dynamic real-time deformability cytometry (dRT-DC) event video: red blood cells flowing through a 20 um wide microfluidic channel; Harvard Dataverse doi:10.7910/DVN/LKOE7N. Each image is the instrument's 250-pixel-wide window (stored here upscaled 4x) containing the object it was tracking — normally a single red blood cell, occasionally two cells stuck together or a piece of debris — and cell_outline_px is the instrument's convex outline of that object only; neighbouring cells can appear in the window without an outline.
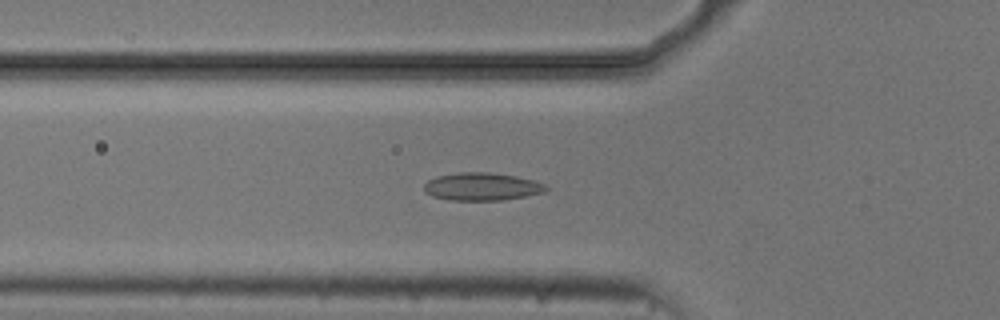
{"species": "common noctule bat (a hibernating species)", "species_latin": "Nyctalus noctula", "temperature_condition": "cold", "stored_images_in_passage": 55, "camera_frame_rate_fps": 3000, "um_per_image_px": 0.085, "animal": {"sex": "male", "body_mass_g": 20.5, "forearm_length_mm": 52.5}, "frame": {"image": 1, "passage_image": 19, "time_ms": 6.0, "image_size_px": [1000, 320], "cell_outline_px": [[548, 188], [544, 192], [504, 200], [448, 200], [432, 196], [424, 192], [424, 184], [428, 180], [436, 176], [460, 172], [488, 172], [516, 176], [532, 180], [544, 184]], "centroid_in_image_um": [40.91, 15.86], "position_along_channel_um": 84.9, "area_um2": 19.71}}
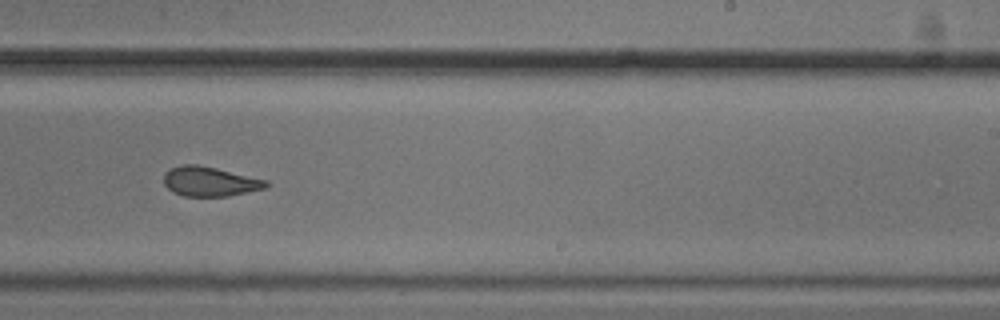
{"frame": {"image": 2, "passage_image": 34, "time_ms": 11.0, "image_size_px": [1000, 320], "cell_outline_px": [[272, 184], [264, 188], [228, 196], [184, 196], [172, 192], [164, 184], [164, 172], [172, 168], [184, 164], [196, 164], [216, 168], [268, 180]], "centroid_in_image_um": [17.84, 15.42], "position_along_channel_um": 271.2, "area_um2": 17.63}}
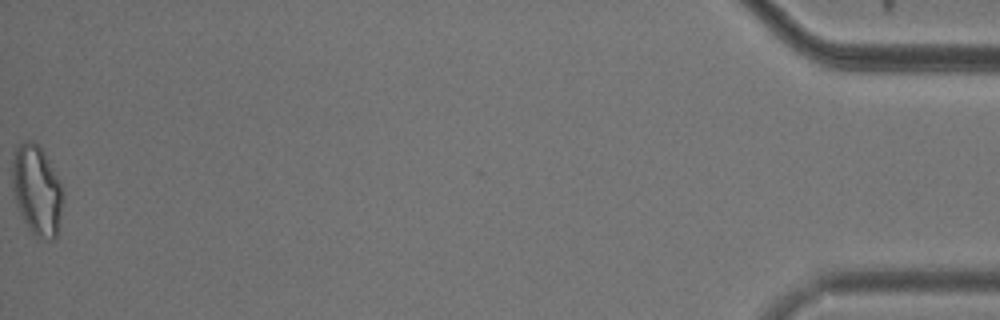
{"frame": {"image": 3, "passage_image": 55, "time_ms": 18.0, "image_size_px": [1000, 320], "cell_outline_px": [[60, 212], [56, 236], [52, 240], [48, 240], [36, 236], [28, 228], [16, 204], [12, 184], [12, 160], [16, 148], [24, 140], [32, 140], [40, 148], [48, 160], [60, 180]], "centroid_in_image_um": [3.09, 16.15], "position_along_channel_um": 432.1, "area_um2": 25.84}, "authors_computed_cell_mechanics": {"area_um2": 19.4786, "velocity_mm_per_s": 3.7174, "shape_relaxation_time_tau1_ms": null, "shape_relaxation_time_tau2_ms": 2.1474, "deformation_change_tau1": null, "deformation_change_tau2": 0.0729}}